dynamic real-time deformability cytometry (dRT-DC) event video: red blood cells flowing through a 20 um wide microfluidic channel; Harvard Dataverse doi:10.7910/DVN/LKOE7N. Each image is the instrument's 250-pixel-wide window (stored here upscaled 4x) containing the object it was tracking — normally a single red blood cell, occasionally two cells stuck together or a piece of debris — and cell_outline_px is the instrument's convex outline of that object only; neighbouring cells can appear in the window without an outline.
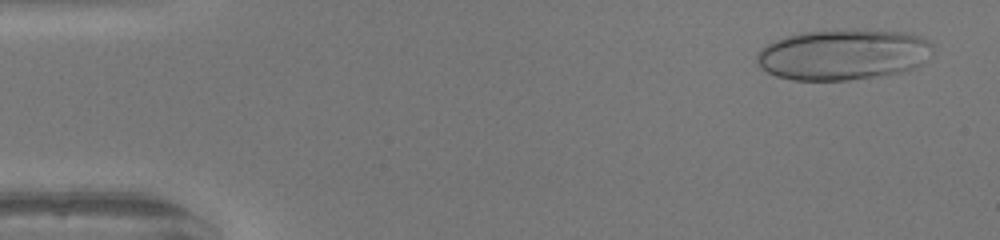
{"species": "human", "species_latin": "Homo sapiens", "temperature_condition": "warm", "stored_images_in_passage": 49, "camera_frame_rate_fps": 3000, "um_per_image_px": 0.085, "donor": {"sex": "female"}, "frame": {"image": 1, "passage_image": 3, "time_ms": 0.667, "image_size_px": [1000, 240], "cell_outline_px": [[932, 56], [916, 68], [900, 72], [876, 76], [848, 80], [792, 80], [776, 76], [760, 68], [756, 60], [756, 56], [768, 44], [776, 40], [800, 32], [900, 32], [916, 36], [928, 40], [932, 44]], "centroid_in_image_um": [71.67, 4.69], "position_along_channel_um": 13.3, "area_um2": 50.86}}
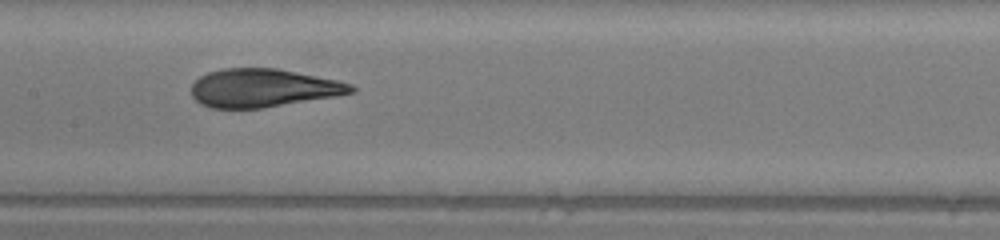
{"frame": {"image": 2, "passage_image": 24, "time_ms": 7.667, "image_size_px": [1000, 240], "cell_outline_px": [[356, 92], [340, 96], [260, 108], [212, 108], [200, 104], [192, 96], [192, 84], [200, 76], [208, 72], [224, 68], [276, 68], [340, 80], [352, 84], [356, 88]], "centroid_in_image_um": [22.42, 7.48], "position_along_channel_um": 185.0, "area_um2": 35.89}}
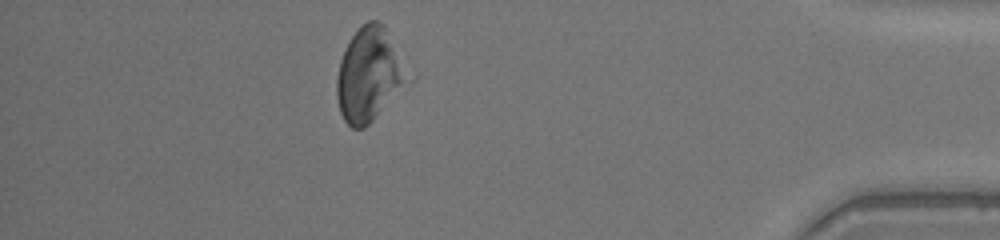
{"frame": {"image": 3, "passage_image": 43, "time_ms": 14.0, "image_size_px": [1000, 240], "cell_outline_px": [[404, 80], [372, 120], [364, 128], [352, 128], [344, 120], [340, 112], [336, 96], [336, 76], [340, 60], [352, 36], [360, 24], [368, 20], [380, 20], [384, 24], [404, 76]], "centroid_in_image_um": [31.2, 6.32], "position_along_channel_um": 404.0, "area_um2": 36.18}, "authors_computed_cell_mechanics": {"area_um2": 37.9168, "velocity_mm_per_s": 4.2083, "shape_relaxation_time_tau1_ms": 3.5817, "shape_relaxation_time_tau2_ms": 1.4178, "deformation_change_tau1": 0.1822, "deformation_change_tau2": 0.0544}}